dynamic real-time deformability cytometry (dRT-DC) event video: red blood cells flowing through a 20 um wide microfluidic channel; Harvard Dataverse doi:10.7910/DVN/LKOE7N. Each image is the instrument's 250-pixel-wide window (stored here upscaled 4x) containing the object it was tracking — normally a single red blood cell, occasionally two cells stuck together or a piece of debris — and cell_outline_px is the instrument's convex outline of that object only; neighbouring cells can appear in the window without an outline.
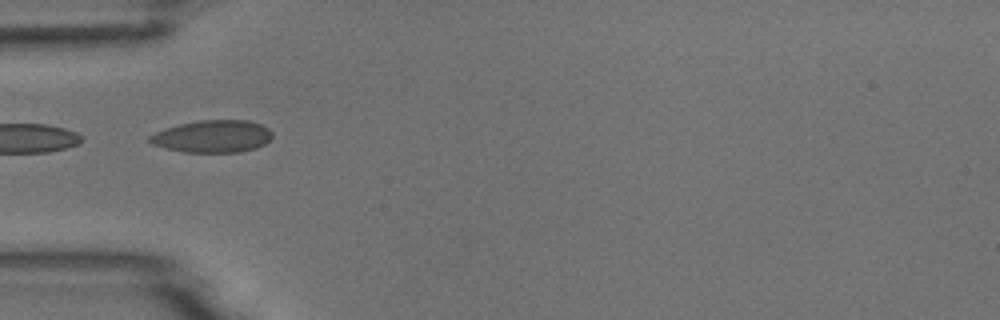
{"species": "common noctule bat (a hibernating species)", "species_latin": "Nyctalus noctula", "temperature_condition": "room temperature", "stored_images_in_passage": 5, "camera_frame_rate_fps": 3000, "um_per_image_px": 0.085, "animal": {"sex": "male", "body_mass_g": 18.8}, "frame": {"image": 1, "passage_image": 5, "time_ms": 4.333, "image_size_px": [1000, 320], "cell_outline_px": [[272, 136], [264, 144], [256, 148], [240, 152], [184, 152], [152, 144], [148, 140], [148, 136], [156, 132], [180, 124], [200, 120], [248, 120], [260, 124], [268, 128], [272, 132]], "centroid_in_image_um": [18.09, 11.59], "position_along_channel_um": 66.9, "area_um2": 22.89}}